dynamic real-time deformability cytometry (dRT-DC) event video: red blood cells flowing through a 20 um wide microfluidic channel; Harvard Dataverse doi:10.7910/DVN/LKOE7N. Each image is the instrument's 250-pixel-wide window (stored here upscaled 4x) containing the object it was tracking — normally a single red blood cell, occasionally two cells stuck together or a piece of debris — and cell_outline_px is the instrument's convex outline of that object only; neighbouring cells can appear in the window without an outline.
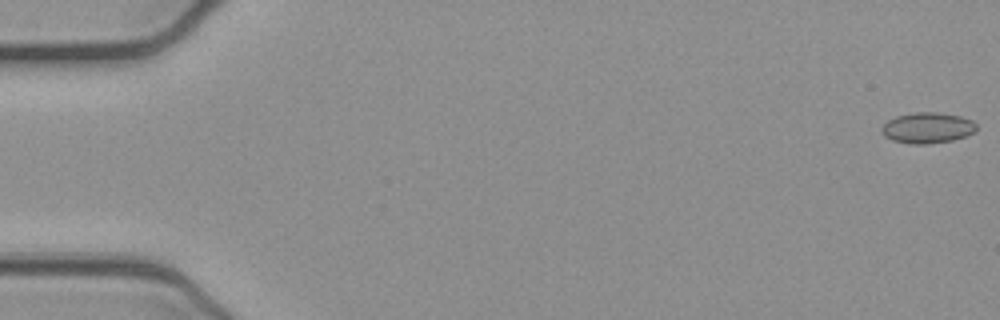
{"species": "common noctule bat (a hibernating species)", "species_latin": "Nyctalus noctula", "temperature_condition": "cold", "stored_images_in_passage": 9, "camera_frame_rate_fps": 3000, "um_per_image_px": 0.085, "animal": {"sex": "female", "body_mass_g": 21.9}, "frame": {"image": 1, "passage_image": 1, "time_ms": 0.0, "image_size_px": [1000, 320], "cell_outline_px": [[976, 132], [968, 136], [952, 140], [928, 144], [912, 144], [892, 140], [884, 136], [880, 132], [880, 128], [888, 120], [896, 116], [916, 112], [936, 112], [960, 116], [972, 120], [976, 124]], "centroid_in_image_um": [78.83, 10.87], "position_along_channel_um": 6.2, "area_um2": 17.17}}